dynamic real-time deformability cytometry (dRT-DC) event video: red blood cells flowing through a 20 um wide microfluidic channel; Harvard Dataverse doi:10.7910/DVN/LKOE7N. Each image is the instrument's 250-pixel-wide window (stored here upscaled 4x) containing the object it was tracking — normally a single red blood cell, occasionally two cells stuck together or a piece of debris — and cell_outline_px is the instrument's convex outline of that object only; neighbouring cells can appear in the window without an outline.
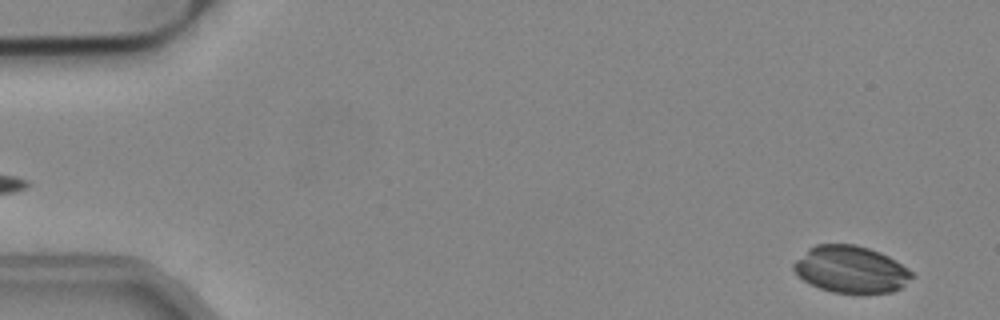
{"species": "common noctule bat (a hibernating species)", "species_latin": "Nyctalus noctula", "temperature_condition": "cold", "stored_images_in_passage": 54, "camera_frame_rate_fps": 3000, "um_per_image_px": 0.085, "animal": {"sex": "male", "body_mass_g": 19.2, "forearm_length_mm": 51.8}, "frame": {"image": 1, "passage_image": 3, "time_ms": 0.667, "image_size_px": [1000, 320], "cell_outline_px": [[916, 276], [900, 288], [892, 292], [832, 292], [820, 288], [804, 280], [792, 268], [792, 264], [808, 248], [816, 244], [856, 244], [880, 252], [896, 260], [908, 268]], "centroid_in_image_um": [72.35, 22.88], "position_along_channel_um": 12.7, "area_um2": 32.14}}
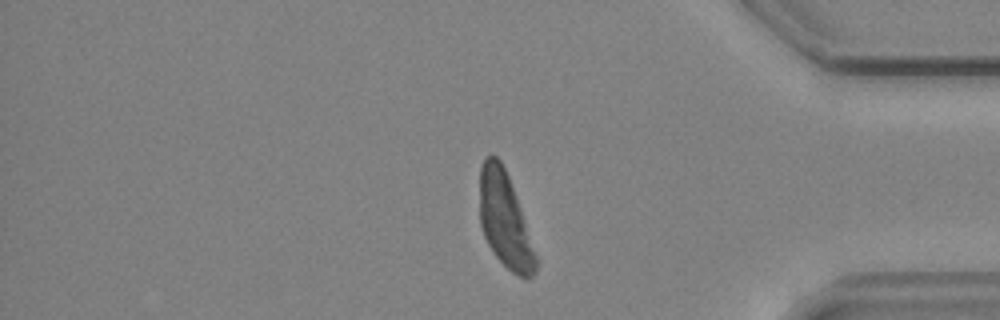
{"frame": {"image": 2, "passage_image": 45, "time_ms": 14.667, "image_size_px": [1000, 320], "cell_outline_px": [[536, 272], [532, 276], [524, 280], [512, 272], [496, 256], [488, 244], [484, 236], [480, 224], [480, 168], [484, 160], [488, 156], [496, 156], [500, 160], [508, 176], [520, 208], [536, 256]], "centroid_in_image_um": [42.89, 18.73], "position_along_channel_um": 392.3, "area_um2": 30.4}}